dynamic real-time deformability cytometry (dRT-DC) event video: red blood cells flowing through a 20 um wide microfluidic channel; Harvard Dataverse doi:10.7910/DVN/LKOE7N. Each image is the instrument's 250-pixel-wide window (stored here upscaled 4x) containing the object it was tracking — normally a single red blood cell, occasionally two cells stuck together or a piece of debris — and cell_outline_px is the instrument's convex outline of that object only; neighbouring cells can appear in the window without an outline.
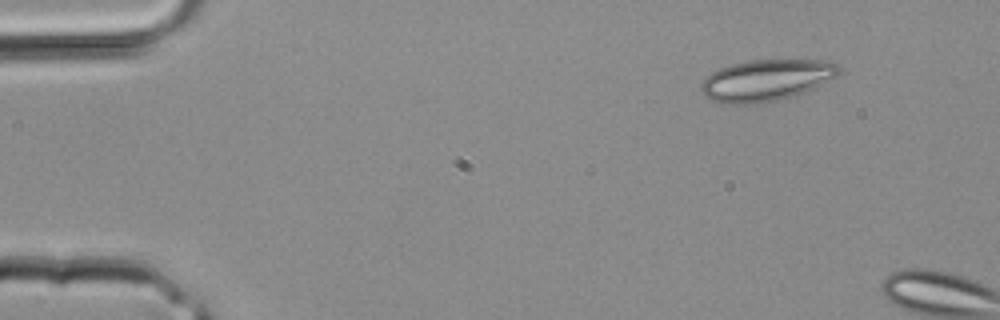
{"species": "common noctule bat (a hibernating species)", "species_latin": "Nyctalus noctula", "temperature_condition": "room temperature", "stored_images_in_passage": 4, "camera_frame_rate_fps": 3000, "um_per_image_px": 0.085, "animal": {"sex": "male", "body_mass_g": 20.4}, "frame": {"image": 1, "passage_image": 4, "time_ms": 1.0, "image_size_px": [1000, 320], "cell_outline_px": [[840, 72], [836, 76], [796, 96], [780, 100], [756, 104], [720, 104], [704, 96], [700, 92], [700, 84], [704, 76], [720, 68], [732, 64], [748, 60], [836, 60], [840, 68]], "centroid_in_image_um": [65.1, 6.83], "position_along_channel_um": 19.9, "area_um2": 33.81}}